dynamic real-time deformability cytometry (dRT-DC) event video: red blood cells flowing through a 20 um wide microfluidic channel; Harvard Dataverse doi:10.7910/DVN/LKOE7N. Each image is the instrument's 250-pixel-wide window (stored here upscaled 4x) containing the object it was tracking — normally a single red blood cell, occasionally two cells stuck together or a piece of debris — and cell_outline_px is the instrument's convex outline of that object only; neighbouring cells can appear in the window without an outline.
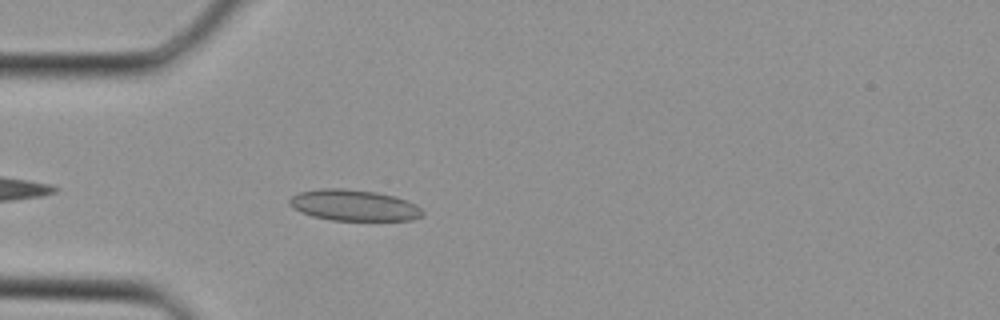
{"species": "Egyptian fruit bat (a non-hibernating species)", "species_latin": "Rousettus aegyptiacus", "temperature_condition": "cold", "stored_images_in_passage": 26, "camera_frame_rate_fps": 3000, "um_per_image_px": 0.085, "animal": {"sex": "female"}, "frame": {"image": 1, "passage_image": 1, "time_ms": 0.0, "image_size_px": [1000, 320], "cell_outline_px": [[424, 212], [420, 216], [412, 220], [332, 220], [312, 216], [300, 212], [292, 208], [288, 204], [288, 200], [296, 192], [320, 188], [344, 188], [376, 192], [396, 196], [416, 204]], "centroid_in_image_um": [30.03, 17.44], "position_along_channel_um": 55.0, "area_um2": 24.33}}
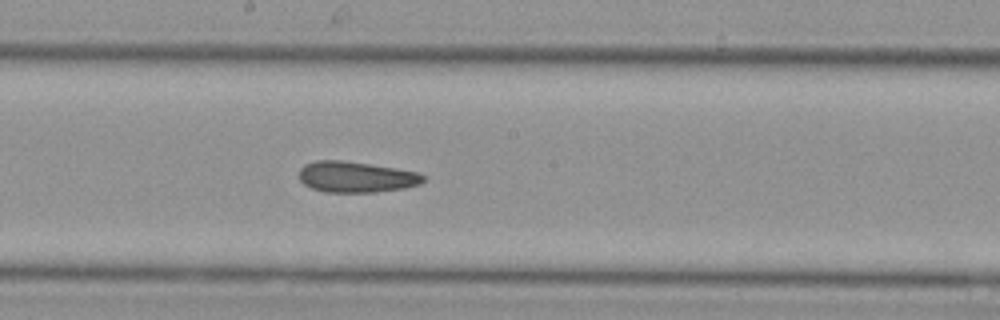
{"frame": {"image": 2, "passage_image": 10, "time_ms": 3.0, "image_size_px": [1000, 320], "cell_outline_px": [[424, 180], [420, 184], [404, 188], [376, 192], [324, 192], [312, 188], [304, 184], [300, 180], [300, 168], [304, 164], [316, 160], [344, 160], [396, 168], [416, 172], [424, 176]], "centroid_in_image_um": [30.24, 15.03], "position_along_channel_um": 218.0, "area_um2": 22.37}}
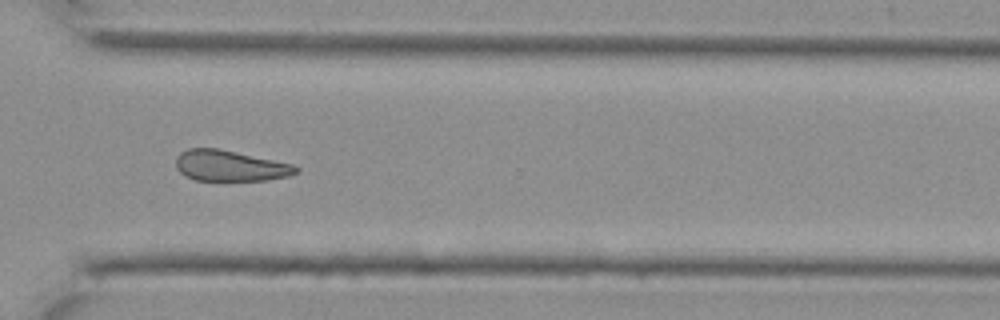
{"frame": {"image": 3, "passage_image": 17, "time_ms": 5.333, "image_size_px": [1000, 320], "cell_outline_px": [[300, 168], [296, 172], [288, 176], [268, 180], [196, 180], [184, 176], [176, 168], [176, 156], [180, 152], [188, 148], [220, 148], [292, 164]], "centroid_in_image_um": [19.52, 14.08], "position_along_channel_um": 351.1, "area_um2": 21.62}}